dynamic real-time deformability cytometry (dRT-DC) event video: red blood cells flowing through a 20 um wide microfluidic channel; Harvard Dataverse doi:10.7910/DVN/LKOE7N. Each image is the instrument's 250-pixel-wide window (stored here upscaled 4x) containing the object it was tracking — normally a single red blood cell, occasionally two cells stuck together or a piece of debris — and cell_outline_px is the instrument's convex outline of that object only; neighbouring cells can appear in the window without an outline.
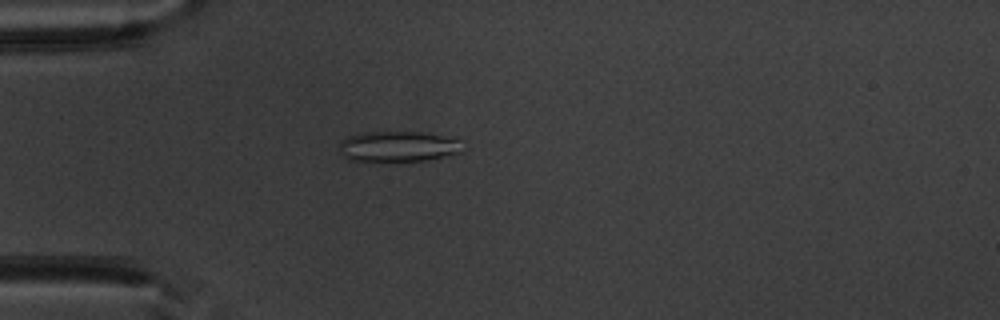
{"species": "common noctule bat (a hibernating species)", "species_latin": "Nyctalus noctula", "temperature_condition": "warm", "stored_images_in_passage": 51, "camera_frame_rate_fps": 3000, "um_per_image_px": 0.085, "animal": {"sex": "male", "body_mass_g": 20.1, "forearm_length_mm": 53.5}, "frame": {"image": 1, "passage_image": 15, "time_ms": 4.667, "image_size_px": [1000, 320], "cell_outline_px": [[460, 152], [428, 160], [348, 160], [340, 156], [340, 140], [348, 136], [364, 132], [420, 132], [440, 136], [456, 140]], "centroid_in_image_um": [33.7, 12.44], "position_along_channel_um": 51.3, "area_um2": 21.27}}
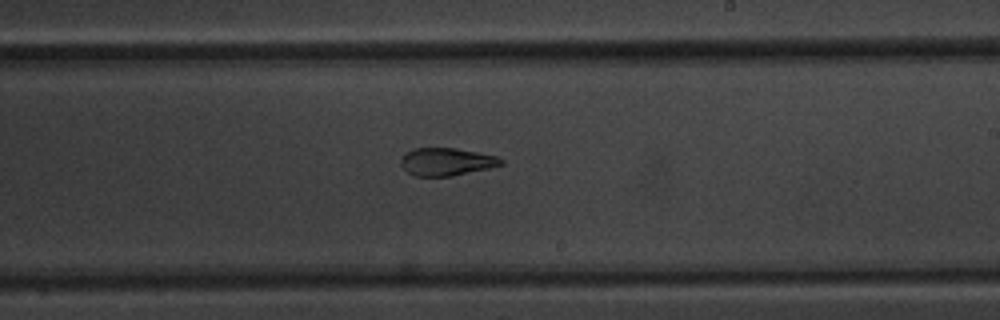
{"frame": {"image": 2, "passage_image": 31, "time_ms": 10.0, "image_size_px": [1000, 320], "cell_outline_px": [[504, 164], [488, 168], [452, 176], [416, 176], [408, 172], [400, 164], [400, 160], [404, 152], [412, 148], [456, 148], [496, 156], [504, 160]], "centroid_in_image_um": [37.92, 13.74], "position_along_channel_um": 251.1, "area_um2": 16.18}}
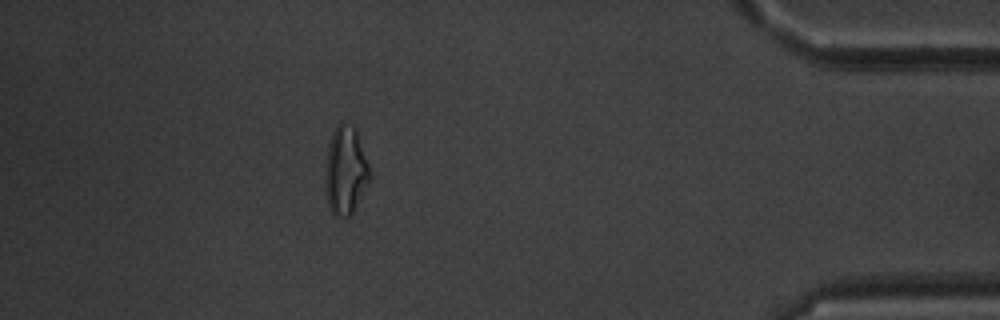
{"frame": {"image": 3, "passage_image": 46, "time_ms": 15.0, "image_size_px": [1000, 320], "cell_outline_px": [[372, 176], [352, 216], [336, 216], [332, 212], [328, 204], [324, 188], [324, 172], [328, 144], [332, 132], [336, 124], [340, 120], [356, 128]], "centroid_in_image_um": [29.36, 14.49], "position_along_channel_um": 405.8, "area_um2": 23.47}, "authors_computed_cell_mechanics": {"area_um2": 20.6346, "velocity_mm_per_s": 3.9755, "shape_relaxation_time_tau1_ms": null, "shape_relaxation_time_tau2_ms": 1.9763, "deformation_change_tau1": null, "deformation_change_tau2": 0.0725}}